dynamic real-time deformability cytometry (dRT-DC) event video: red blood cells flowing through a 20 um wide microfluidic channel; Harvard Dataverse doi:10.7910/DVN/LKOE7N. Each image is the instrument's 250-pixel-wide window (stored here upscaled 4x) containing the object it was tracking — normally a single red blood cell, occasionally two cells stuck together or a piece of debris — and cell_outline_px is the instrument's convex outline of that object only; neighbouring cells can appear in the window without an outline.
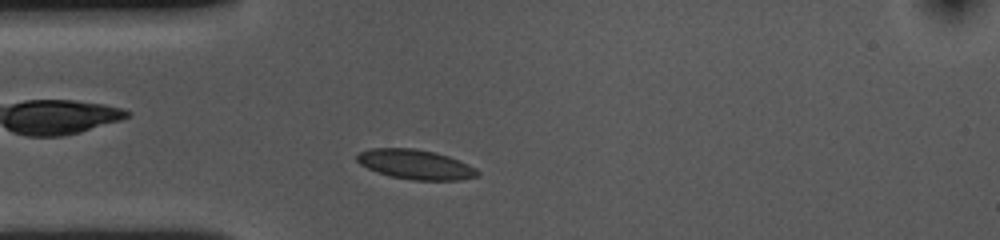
{"species": "common noctule bat (a hibernating species)", "species_latin": "Nyctalus noctula", "temperature_condition": "cold", "stored_images_in_passage": 42, "camera_frame_rate_fps": 3000, "um_per_image_px": 0.085, "animal": {"sex": "female", "body_mass_g": 10.0, "forearm_length_mm": 53.1}, "frame": {"image": 1, "passage_image": 5, "time_ms": 1.333, "image_size_px": [1000, 240], "cell_outline_px": [[480, 176], [460, 180], [412, 180], [388, 176], [376, 172], [360, 164], [356, 160], [356, 156], [360, 152], [372, 148], [412, 148], [436, 152], [448, 156], [468, 164], [476, 168], [480, 172]], "centroid_in_image_um": [35.33, 13.98], "position_along_channel_um": 49.7, "area_um2": 20.98}}
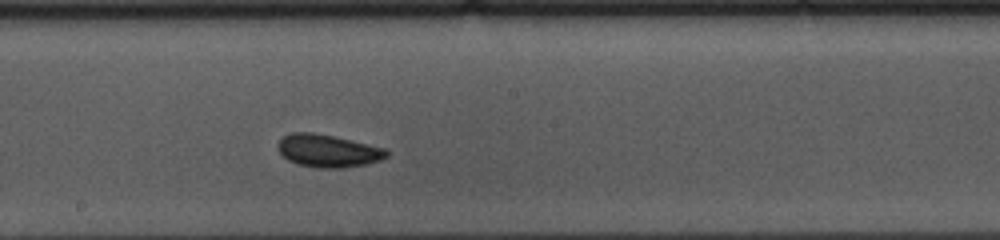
{"frame": {"image": 2, "passage_image": 20, "time_ms": 6.333, "image_size_px": [1000, 240], "cell_outline_px": [[388, 156], [380, 160], [368, 164], [344, 168], [316, 168], [296, 164], [288, 160], [280, 152], [276, 144], [288, 132], [312, 132], [352, 140], [384, 148], [388, 152]], "centroid_in_image_um": [27.86, 12.83], "position_along_channel_um": 220.3, "area_um2": 20.81}}
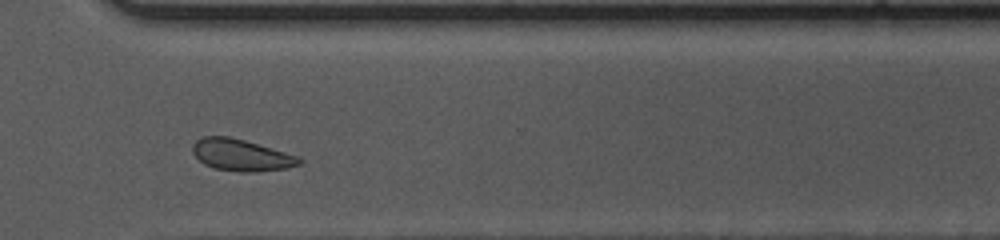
{"frame": {"image": 3, "passage_image": 31, "time_ms": 10.0, "image_size_px": [1000, 240], "cell_outline_px": [[304, 160], [300, 164], [288, 168], [252, 172], [240, 172], [216, 168], [204, 164], [192, 152], [192, 144], [196, 140], [204, 136], [228, 136], [244, 140], [300, 156]], "centroid_in_image_um": [20.53, 13.18], "position_along_channel_um": 350.1, "area_um2": 19.71}, "authors_computed_cell_mechanics": {"area_um2": 20.2589, "velocity_mm_per_s": 3.5342, "shape_relaxation_time_tau1_ms": null, "shape_relaxation_time_tau2_ms": 1.4227, "deformation_change_tau1": null, "deformation_change_tau2": 0.0607}}